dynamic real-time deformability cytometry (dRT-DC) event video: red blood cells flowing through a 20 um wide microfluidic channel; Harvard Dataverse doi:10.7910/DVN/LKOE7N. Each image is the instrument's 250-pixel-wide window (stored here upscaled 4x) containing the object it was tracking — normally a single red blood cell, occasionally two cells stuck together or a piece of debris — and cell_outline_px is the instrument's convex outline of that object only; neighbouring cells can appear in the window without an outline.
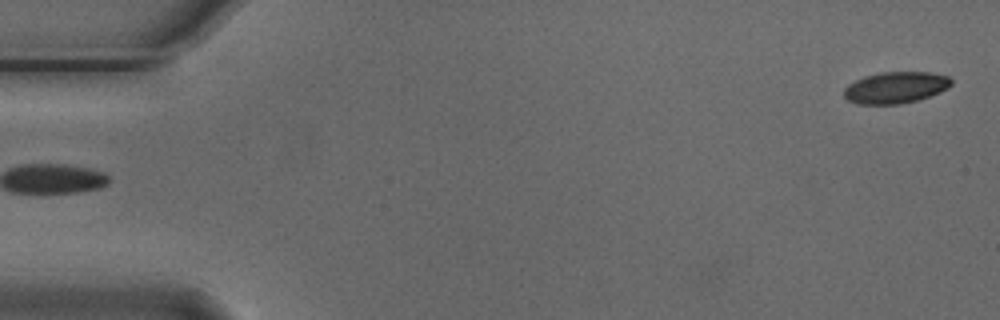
{"species": "Egyptian fruit bat (a non-hibernating species)", "species_latin": "Rousettus aegyptiacus", "temperature_condition": "cold", "stored_images_in_passage": 5, "segment_of_instrument_passage": [2, 2], "camera_frame_rate_fps": 3000, "um_per_image_px": 0.085, "animal": {"sex": "male"}, "frame": {"image": 1, "passage_image": 5, "time_ms": 1.333, "image_size_px": [1000, 320], "cell_outline_px": [[952, 84], [948, 88], [940, 92], [916, 100], [900, 104], [856, 104], [848, 100], [844, 96], [844, 88], [848, 84], [864, 76], [880, 72], [928, 72], [948, 76], [952, 80]], "centroid_in_image_um": [76.11, 7.44], "position_along_channel_um": 8.9, "area_um2": 19.71}}